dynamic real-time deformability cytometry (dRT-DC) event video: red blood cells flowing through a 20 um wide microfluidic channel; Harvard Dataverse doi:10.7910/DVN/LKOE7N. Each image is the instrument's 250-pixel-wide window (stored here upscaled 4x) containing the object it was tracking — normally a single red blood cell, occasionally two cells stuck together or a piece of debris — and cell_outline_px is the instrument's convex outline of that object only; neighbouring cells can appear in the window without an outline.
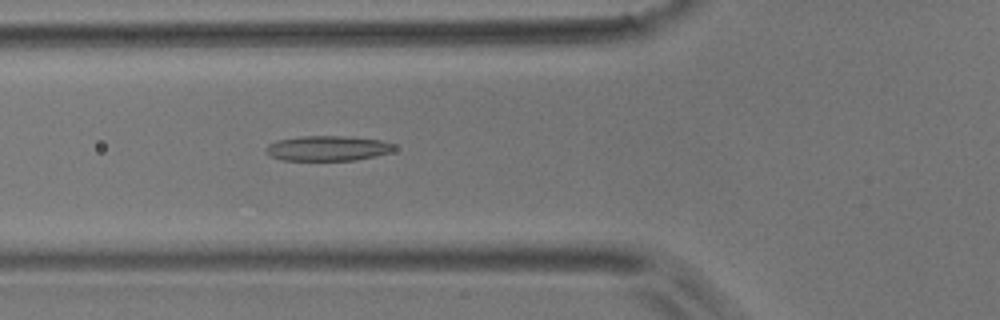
{"species": "common noctule bat (a hibernating species)", "species_latin": "Nyctalus noctula", "temperature_condition": "room temperature", "stored_images_in_passage": 44, "camera_frame_rate_fps": 3000, "um_per_image_px": 0.085, "animal": {"sex": "male", "body_mass_g": 17.9}, "frame": {"image": 1, "passage_image": 10, "time_ms": 3.0, "image_size_px": [1000, 320], "cell_outline_px": [[396, 148], [388, 152], [376, 156], [356, 160], [284, 160], [272, 156], [264, 152], [264, 148], [268, 144], [276, 140], [300, 136], [340, 136], [380, 140], [392, 144]], "centroid_in_image_um": [27.78, 12.6], "position_along_channel_um": 98.0, "area_um2": 18.61}}
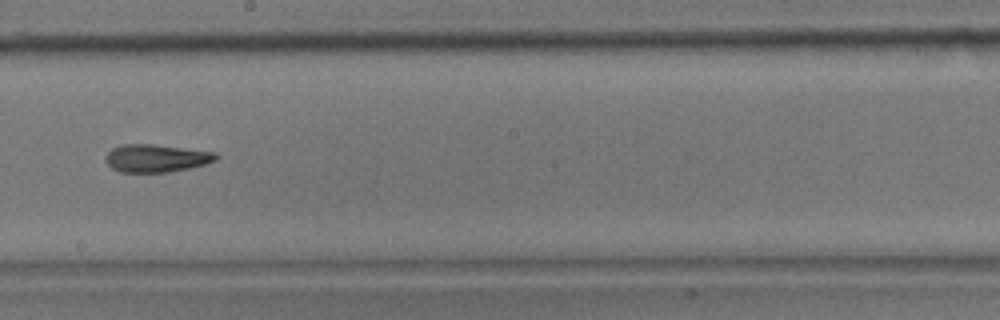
{"frame": {"image": 2, "passage_image": 21, "time_ms": 6.667, "image_size_px": [1000, 320], "cell_outline_px": [[220, 156], [216, 160], [192, 168], [168, 172], [120, 172], [112, 168], [104, 160], [104, 156], [112, 148], [120, 144], [156, 144], [216, 152]], "centroid_in_image_um": [13.28, 13.44], "position_along_channel_um": 234.9, "area_um2": 18.15}}
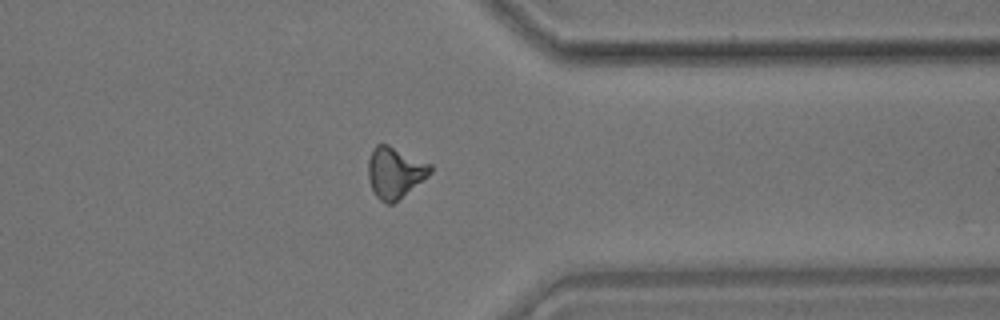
{"frame": {"image": 3, "passage_image": 33, "time_ms": 10.667, "image_size_px": [1000, 320], "cell_outline_px": [[432, 172], [428, 176], [392, 204], [388, 204], [380, 200], [376, 196], [368, 180], [368, 160], [372, 148], [376, 144], [388, 144], [432, 164]], "centroid_in_image_um": [33.56, 14.64], "position_along_channel_um": 377.8, "area_um2": 18.5}, "authors_computed_cell_mechanics": {"area_um2": 17.8891, "velocity_mm_per_s": 3.7273, "shape_relaxation_time_tau1_ms": null, "shape_relaxation_time_tau2_ms": 6.9712, "deformation_change_tau1": null, "deformation_change_tau2": 0.1648}}